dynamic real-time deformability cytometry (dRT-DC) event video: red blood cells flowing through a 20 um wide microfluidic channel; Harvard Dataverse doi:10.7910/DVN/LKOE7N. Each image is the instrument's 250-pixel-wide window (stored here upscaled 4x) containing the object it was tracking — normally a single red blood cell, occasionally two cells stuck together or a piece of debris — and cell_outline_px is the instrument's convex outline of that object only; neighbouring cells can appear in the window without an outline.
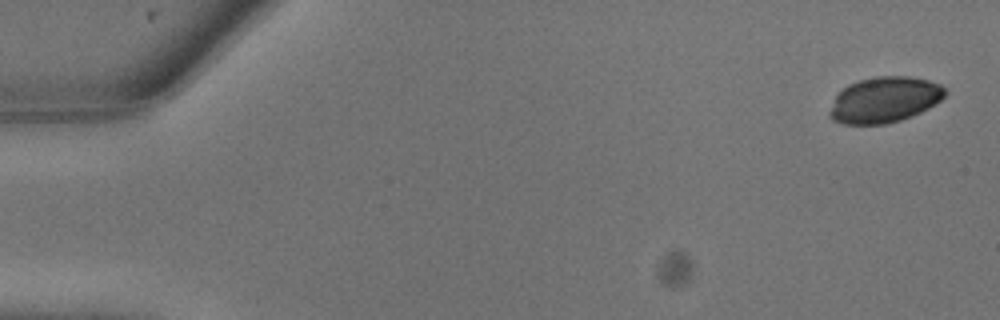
{"species": "common noctule bat (a hibernating species)", "species_latin": "Nyctalus noctula", "temperature_condition": "warm", "stored_images_in_passage": 25, "camera_frame_rate_fps": 3000, "um_per_image_px": 0.085, "animal": {"sex": "male", "body_mass_g": 13.3}, "frame": {"image": 1, "passage_image": 1, "time_ms": 0.0, "image_size_px": [1000, 320], "cell_outline_px": [[948, 92], [936, 104], [912, 116], [900, 120], [884, 124], [844, 124], [832, 120], [828, 116], [828, 112], [836, 96], [848, 84], [860, 80], [876, 76], [908, 76], [928, 80], [940, 84]], "centroid_in_image_um": [75.18, 8.48], "position_along_channel_um": 9.8, "area_um2": 30.75}}
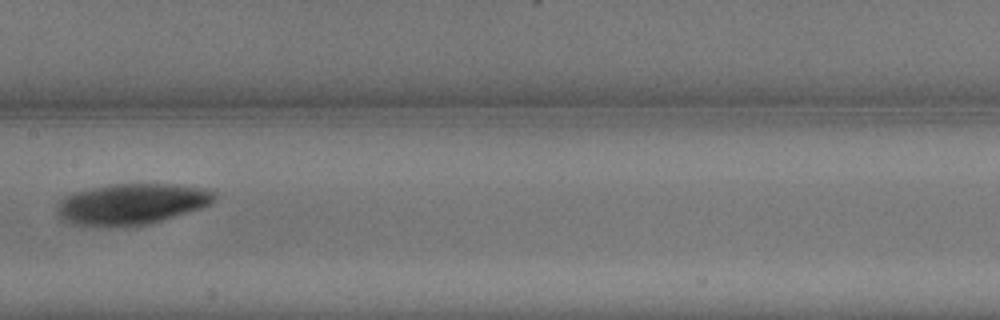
{"frame": {"image": 2, "passage_image": 13, "time_ms": 4.0, "image_size_px": [1000, 320], "cell_outline_px": [[216, 200], [200, 208], [148, 224], [124, 228], [108, 228], [76, 224], [64, 220], [60, 216], [56, 208], [60, 200], [64, 196], [72, 192], [108, 184], [176, 184], [204, 188], [216, 192]], "centroid_in_image_um": [11.16, 17.35], "position_along_channel_um": 196.2, "area_um2": 37.97}}
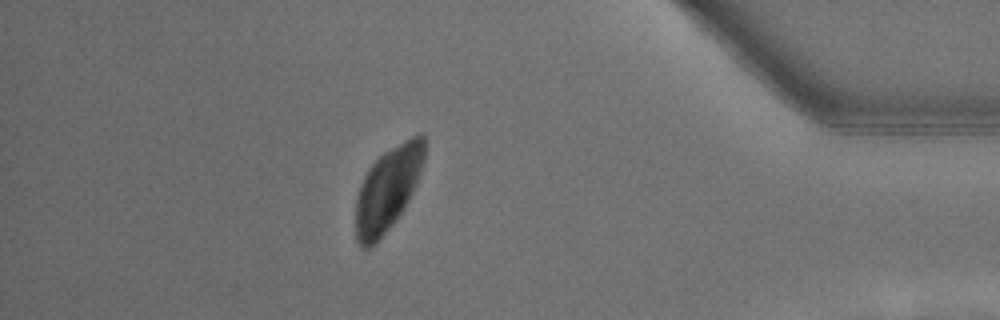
{"frame": {"image": 3, "passage_image": 22, "time_ms": 7.0, "image_size_px": [1000, 320], "cell_outline_px": [[424, 160], [420, 172], [412, 192], [404, 208], [396, 220], [376, 244], [368, 248], [360, 248], [356, 244], [356, 196], [360, 184], [368, 168], [384, 152], [404, 140], [420, 132], [424, 136]], "centroid_in_image_um": [32.93, 16.1], "position_along_channel_um": 402.3, "area_um2": 33.58}}